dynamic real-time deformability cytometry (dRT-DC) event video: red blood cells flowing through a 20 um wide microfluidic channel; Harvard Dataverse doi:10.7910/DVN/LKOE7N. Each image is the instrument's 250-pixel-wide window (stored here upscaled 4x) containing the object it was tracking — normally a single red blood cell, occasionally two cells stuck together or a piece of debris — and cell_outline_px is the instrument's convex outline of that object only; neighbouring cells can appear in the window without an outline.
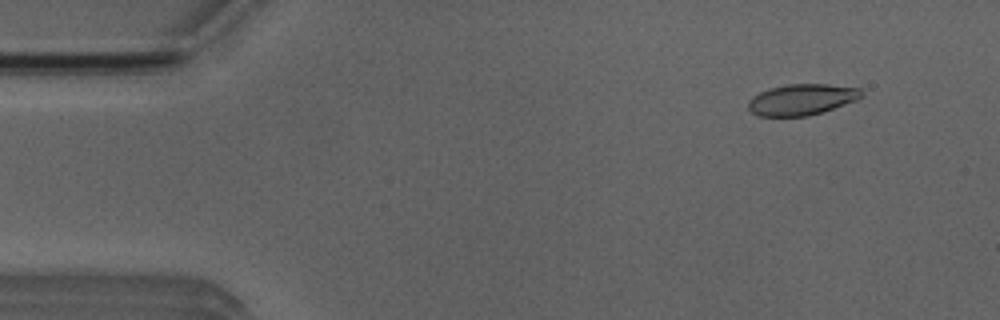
{"species": "Egyptian fruit bat (a non-hibernating species)", "species_latin": "Rousettus aegyptiacus", "temperature_condition": "room temperature", "stored_images_in_passage": 52, "camera_frame_rate_fps": 3000, "um_per_image_px": 0.085, "animal": {"sex": "male"}, "frame": {"image": 1, "passage_image": 5, "time_ms": 1.333, "image_size_px": [1000, 320], "cell_outline_px": [[864, 96], [856, 100], [808, 116], [760, 116], [752, 112], [748, 108], [748, 100], [752, 96], [760, 92], [772, 88], [788, 84], [828, 84], [860, 88], [864, 92]], "centroid_in_image_um": [68.15, 8.45], "position_along_channel_um": 16.8, "area_um2": 20.35}}
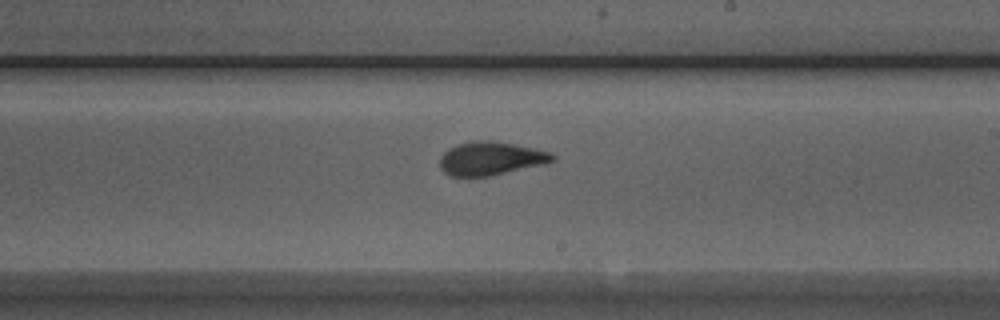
{"frame": {"image": 2, "passage_image": 30, "time_ms": 9.667, "image_size_px": [1000, 320], "cell_outline_px": [[556, 160], [540, 164], [488, 176], [452, 176], [444, 172], [440, 168], [440, 156], [448, 148], [456, 144], [472, 140], [488, 140], [536, 148], [552, 152], [556, 156]], "centroid_in_image_um": [41.68, 13.45], "position_along_channel_um": 247.3, "area_um2": 21.79}}
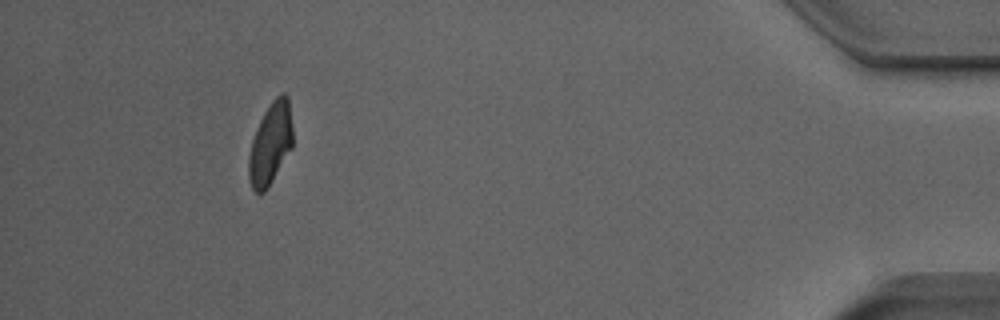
{"frame": {"image": 3, "passage_image": 48, "time_ms": 15.667, "image_size_px": [1000, 320], "cell_outline_px": [[292, 148], [272, 180], [264, 192], [256, 192], [252, 188], [248, 176], [248, 156], [252, 140], [256, 128], [264, 112], [272, 100], [280, 92], [284, 92], [288, 96], [292, 128]], "centroid_in_image_um": [22.98, 12.18], "position_along_channel_um": 412.2, "area_um2": 20.92}, "authors_computed_cell_mechanics": {"area_um2": 21.4727, "velocity_mm_per_s": 3.8873, "shape_relaxation_time_tau1_ms": 3.8231, "shape_relaxation_time_tau2_ms": 1.3092, "deformation_change_tau1": 0.1544, "deformation_change_tau2": 0.0631}}